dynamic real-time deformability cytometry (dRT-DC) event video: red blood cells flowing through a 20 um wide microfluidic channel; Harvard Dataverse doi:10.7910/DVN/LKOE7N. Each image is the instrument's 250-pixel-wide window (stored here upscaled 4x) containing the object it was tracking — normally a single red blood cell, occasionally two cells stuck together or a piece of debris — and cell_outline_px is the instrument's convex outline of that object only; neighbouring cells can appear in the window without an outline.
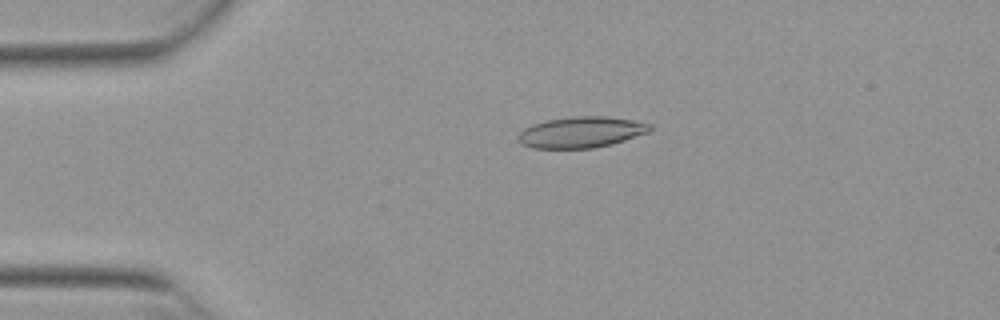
{"species": "Egyptian fruit bat (a non-hibernating species)", "species_latin": "Rousettus aegyptiacus", "temperature_condition": "warm", "stored_images_in_passage": 52, "camera_frame_rate_fps": 3000, "um_per_image_px": 0.085, "animal": {"sex": "female"}, "frame": {"image": 1, "passage_image": 11, "time_ms": 3.333, "image_size_px": [1000, 320], "cell_outline_px": [[652, 128], [648, 132], [612, 144], [592, 148], [532, 148], [520, 144], [516, 136], [524, 128], [532, 124], [548, 120], [572, 116], [608, 116], [632, 120], [652, 124]], "centroid_in_image_um": [49.37, 11.23], "position_along_channel_um": 35.6, "area_um2": 23.87}}
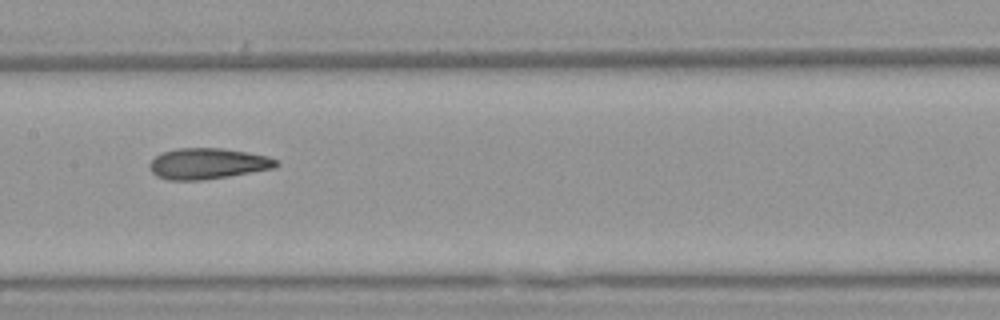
{"frame": {"image": 2, "passage_image": 26, "time_ms": 8.333, "image_size_px": [1000, 320], "cell_outline_px": [[280, 164], [276, 168], [228, 176], [200, 180], [168, 180], [156, 176], [152, 172], [148, 164], [160, 152], [176, 148], [220, 148], [248, 152], [268, 156], [280, 160]], "centroid_in_image_um": [17.67, 13.9], "position_along_channel_um": 189.7, "area_um2": 23.0}}
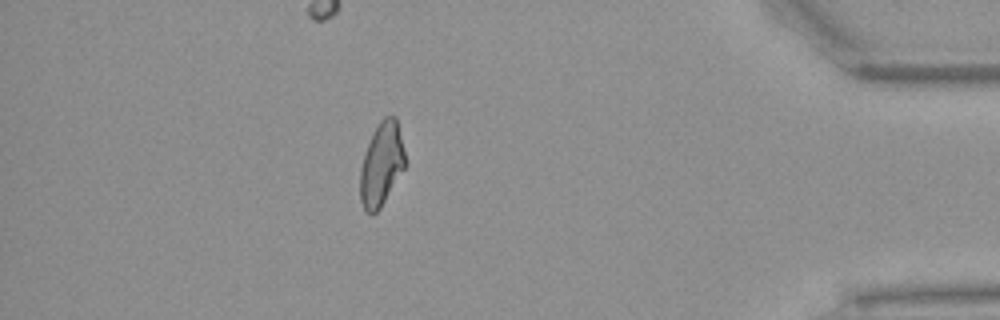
{"frame": {"image": 3, "passage_image": 46, "time_ms": 15.0, "image_size_px": [1000, 320], "cell_outline_px": [[408, 164], [380, 208], [376, 212], [368, 212], [364, 208], [360, 200], [360, 168], [364, 152], [372, 132], [380, 120], [384, 116], [396, 116]], "centroid_in_image_um": [32.45, 13.92], "position_along_channel_um": 402.8, "area_um2": 22.2}, "authors_computed_cell_mechanics": {"area_um2": 22.8599, "velocity_mm_per_s": 3.8682, "shape_relaxation_time_tau1_ms": null, "shape_relaxation_time_tau2_ms": 2.658, "deformation_change_tau1": null, "deformation_change_tau2": 0.1134}}